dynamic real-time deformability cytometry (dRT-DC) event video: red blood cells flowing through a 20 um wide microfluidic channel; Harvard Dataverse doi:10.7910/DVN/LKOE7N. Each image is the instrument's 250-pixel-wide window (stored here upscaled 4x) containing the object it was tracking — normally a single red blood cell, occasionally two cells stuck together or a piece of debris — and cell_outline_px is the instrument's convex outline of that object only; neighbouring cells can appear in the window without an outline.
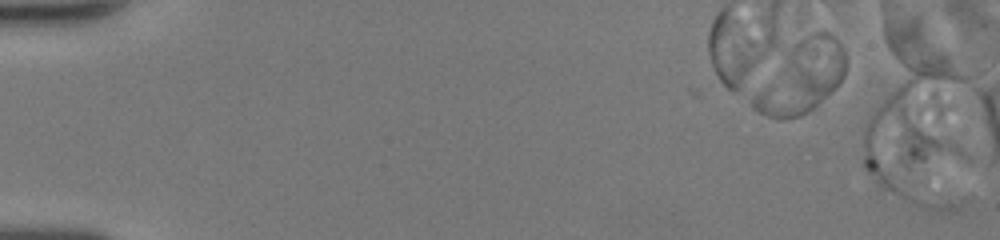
{"species": "human", "species_latin": "Homo sapiens", "temperature_condition": "room temperature", "stored_images_in_passage": 1, "camera_frame_rate_fps": 3000, "um_per_image_px": 0.085, "donor": {"sex": "female"}, "frame": {"image": 1, "passage_image": 1, "time_ms": 0.0, "image_size_px": [1000, 240], "cell_outline_px": [[844, 76], [836, 88], [808, 112], [800, 116], [768, 116], [760, 112], [752, 104], [752, 96], [792, 44], [816, 32], [828, 32], [840, 44], [844, 52]], "centroid_in_image_um": [68.16, 6.55], "position_along_channel_um": 16.8, "area_um2": 36.93}}